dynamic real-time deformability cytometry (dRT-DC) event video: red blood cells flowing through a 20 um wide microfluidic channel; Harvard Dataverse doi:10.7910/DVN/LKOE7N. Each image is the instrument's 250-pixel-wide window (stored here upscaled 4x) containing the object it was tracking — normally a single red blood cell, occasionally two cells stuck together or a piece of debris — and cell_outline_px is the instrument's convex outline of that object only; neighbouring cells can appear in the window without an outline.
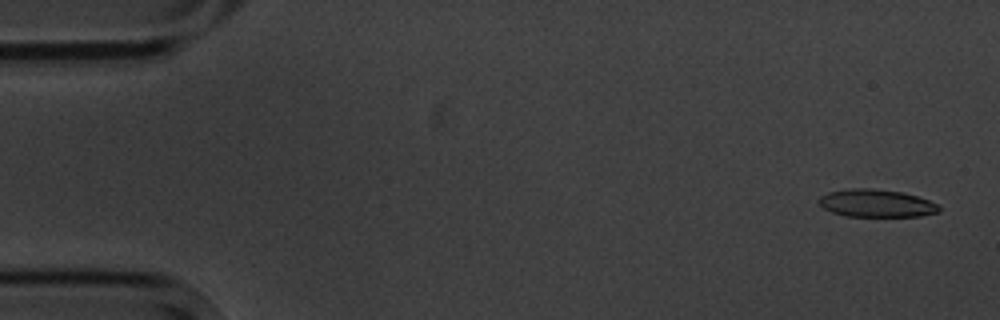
{"species": "common noctule bat (a hibernating species)", "species_latin": "Nyctalus noctula", "temperature_condition": "cold", "stored_images_in_passage": 4, "camera_frame_rate_fps": 3000, "um_per_image_px": 0.085, "animal": {"sex": "male", "body_mass_g": 20.1, "forearm_length_mm": 53.5}, "frame": {"image": 1, "passage_image": 1, "time_ms": 0.0, "image_size_px": [1000, 320], "cell_outline_px": [[940, 212], [920, 216], [844, 216], [832, 212], [824, 208], [816, 200], [820, 196], [828, 192], [852, 188], [868, 188], [900, 192], [916, 196], [928, 200], [936, 204], [940, 208]], "centroid_in_image_um": [74.45, 17.28], "position_along_channel_um": 10.5, "area_um2": 19.25}}
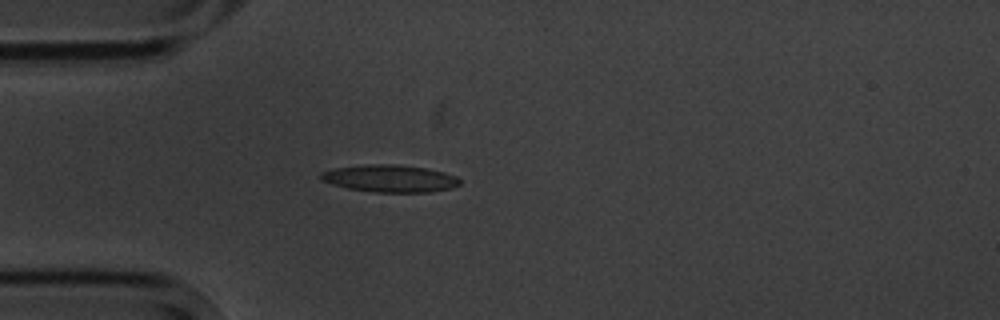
{"frame": {"image": 2, "passage_image": 4, "time_ms": 4.333, "image_size_px": [1000, 320], "cell_outline_px": [[460, 184], [452, 188], [432, 192], [372, 192], [348, 188], [332, 184], [320, 180], [320, 172], [336, 168], [368, 164], [392, 164], [424, 168], [444, 172], [456, 176], [460, 180]], "centroid_in_image_um": [33.14, 15.18], "position_along_channel_um": 51.9, "area_um2": 22.02}}